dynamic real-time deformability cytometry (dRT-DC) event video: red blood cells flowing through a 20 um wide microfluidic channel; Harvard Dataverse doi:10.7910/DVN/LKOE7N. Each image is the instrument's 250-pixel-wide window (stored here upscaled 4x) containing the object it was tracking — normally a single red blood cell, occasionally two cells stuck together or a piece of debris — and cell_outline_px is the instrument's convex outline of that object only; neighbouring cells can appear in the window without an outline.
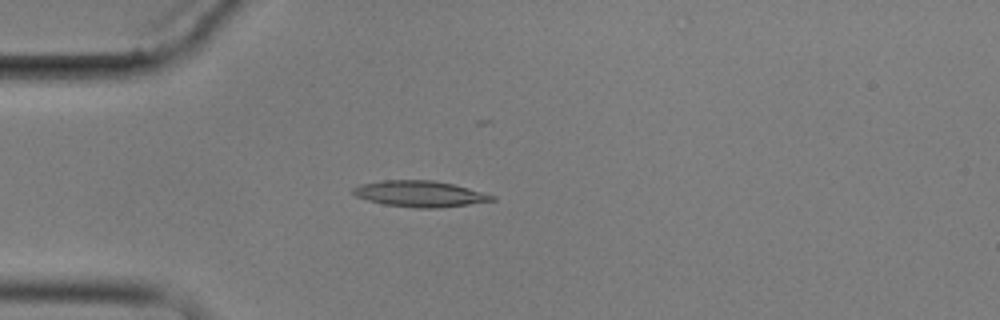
{"species": "common noctule bat (a hibernating species)", "species_latin": "Nyctalus noctula", "temperature_condition": "cold", "stored_images_in_passage": 10, "camera_frame_rate_fps": 3000, "um_per_image_px": 0.085, "animal": {"sex": "male", "body_mass_g": 17.9}, "frame": {"image": 1, "passage_image": 4, "time_ms": 4.667, "image_size_px": [1000, 320], "cell_outline_px": [[496, 200], [468, 204], [436, 208], [412, 208], [384, 204], [368, 200], [356, 196], [352, 192], [352, 188], [360, 184], [384, 180], [432, 180], [452, 184], [468, 188], [496, 196]], "centroid_in_image_um": [35.67, 16.47], "position_along_channel_um": 49.3, "area_um2": 20.98}}
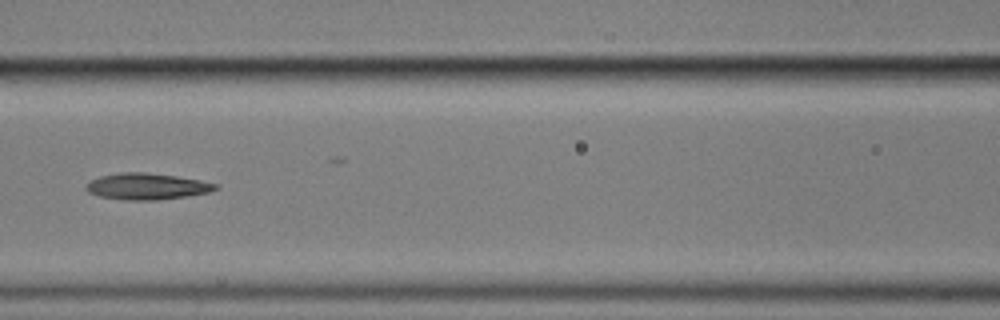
{"frame": {"image": 2, "passage_image": 7, "time_ms": 8.0, "image_size_px": [1000, 320], "cell_outline_px": [[220, 188], [208, 192], [188, 196], [156, 200], [128, 200], [100, 196], [88, 192], [84, 188], [84, 184], [88, 180], [100, 176], [120, 172], [144, 172], [176, 176], [200, 180], [220, 184]], "centroid_in_image_um": [12.47, 15.83], "position_along_channel_um": 154.1, "area_um2": 20.06}}
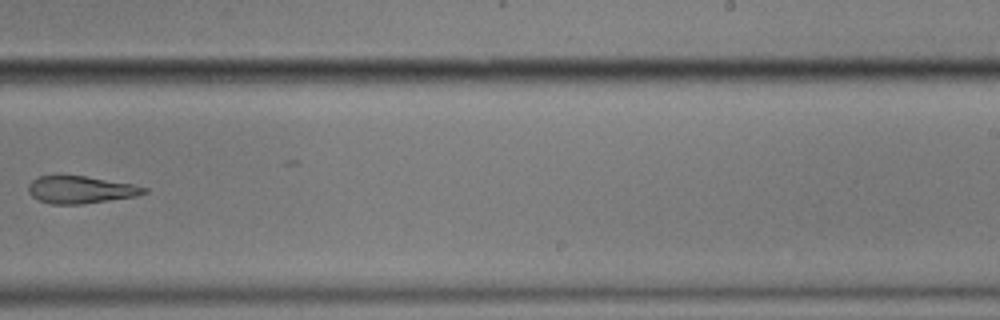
{"frame": {"image": 3, "passage_image": 10, "time_ms": 11.667, "image_size_px": [1000, 320], "cell_outline_px": [[148, 192], [136, 196], [84, 204], [52, 204], [40, 200], [32, 196], [28, 192], [28, 184], [32, 180], [40, 176], [60, 172], [132, 184], [148, 188]], "centroid_in_image_um": [6.8, 16.09], "position_along_channel_um": 282.2, "area_um2": 18.9}}